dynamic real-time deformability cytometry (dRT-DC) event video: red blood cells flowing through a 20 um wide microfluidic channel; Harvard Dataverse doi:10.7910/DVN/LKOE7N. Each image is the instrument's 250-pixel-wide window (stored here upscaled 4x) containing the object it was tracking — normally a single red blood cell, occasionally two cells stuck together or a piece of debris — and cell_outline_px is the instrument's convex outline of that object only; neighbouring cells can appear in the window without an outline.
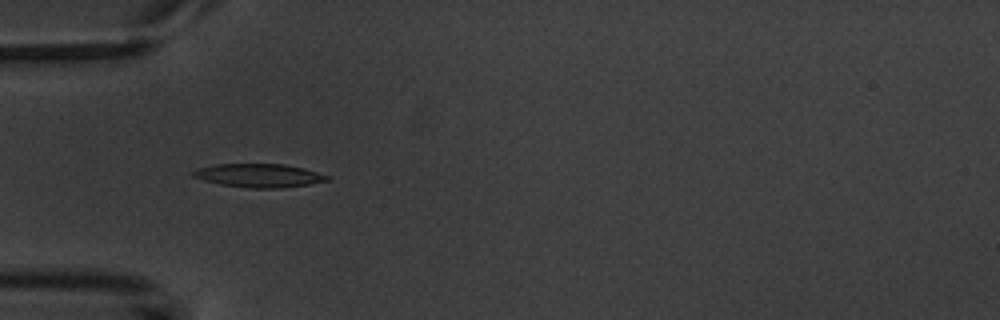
{"species": "common noctule bat (a hibernating species)", "species_latin": "Nyctalus noctula", "temperature_condition": "warm", "stored_images_in_passage": 3, "camera_frame_rate_fps": 3000, "um_per_image_px": 0.085, "animal": {"sex": "male", "body_mass_g": 20.1, "forearm_length_mm": 53.5}, "frame": {"image": 1, "passage_image": 2, "time_ms": 1.333, "image_size_px": [1000, 320], "cell_outline_px": [[332, 176], [328, 180], [308, 184], [284, 188], [248, 188], [220, 184], [204, 180], [192, 176], [192, 172], [196, 168], [212, 164], [284, 164], [304, 168]], "centroid_in_image_um": [22.01, 14.91], "position_along_channel_um": 63.0, "area_um2": 18.5}}